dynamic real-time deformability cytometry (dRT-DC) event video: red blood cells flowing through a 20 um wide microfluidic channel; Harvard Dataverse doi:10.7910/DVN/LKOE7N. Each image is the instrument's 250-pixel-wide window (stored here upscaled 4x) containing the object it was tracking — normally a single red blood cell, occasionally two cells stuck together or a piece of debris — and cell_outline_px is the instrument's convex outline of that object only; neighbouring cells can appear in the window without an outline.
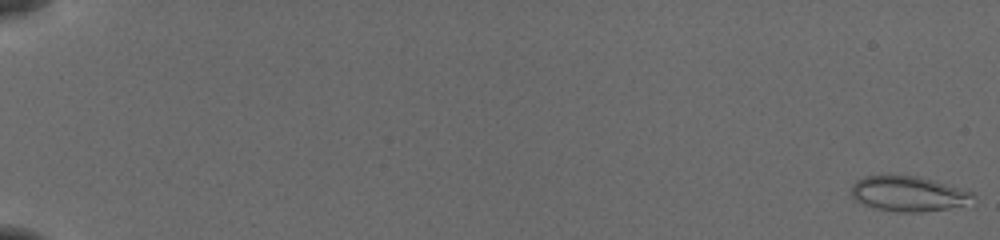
{"species": "common noctule bat (a hibernating species)", "species_latin": "Nyctalus noctula", "temperature_condition": "cold", "stored_images_in_passage": 55, "camera_frame_rate_fps": 3000, "um_per_image_px": 0.085, "animal": {"sex": "female", "body_mass_g": 19.5, "forearm_length_mm": 54.1}, "frame": {"image": 1, "passage_image": 1, "time_ms": 0.0, "image_size_px": [1000, 240], "cell_outline_px": [[976, 204], [920, 212], [900, 212], [872, 208], [852, 200], [852, 184], [856, 180], [864, 176], [916, 176], [932, 180], [972, 192], [976, 196]], "centroid_in_image_um": [77.24, 16.5], "position_along_channel_um": 7.8, "area_um2": 25.14}}
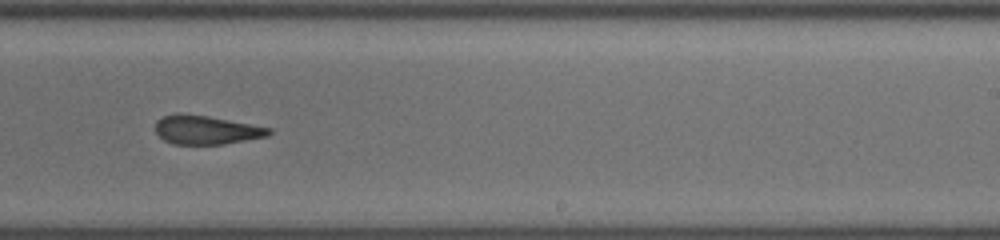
{"frame": {"image": 2, "passage_image": 37, "time_ms": 12.0, "image_size_px": [1000, 240], "cell_outline_px": [[272, 132], [268, 136], [224, 144], [172, 144], [164, 140], [156, 132], [156, 120], [164, 116], [176, 112], [184, 112], [208, 116], [272, 128]], "centroid_in_image_um": [17.51, 11.03], "position_along_channel_um": 271.5, "area_um2": 19.19}}
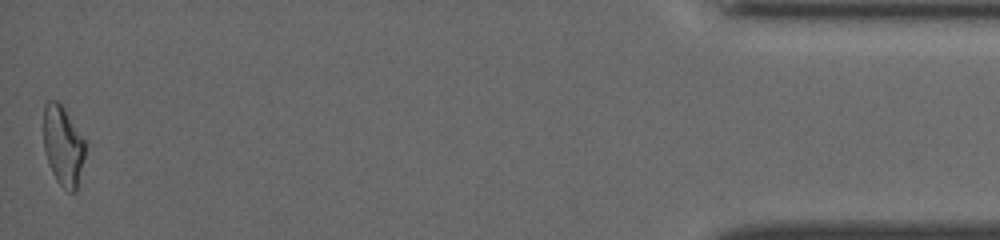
{"frame": {"image": 3, "passage_image": 55, "time_ms": 18.0, "image_size_px": [1000, 240], "cell_outline_px": [[88, 140], [76, 192], [68, 192], [56, 180], [48, 164], [44, 148], [44, 104], [48, 100], [56, 100], [64, 108]], "centroid_in_image_um": [5.4, 12.37], "position_along_channel_um": 429.8, "area_um2": 19.83}, "authors_computed_cell_mechanics": {"area_um2": 20.1722, "velocity_mm_per_s": 3.91, "shape_relaxation_time_tau1_ms": 6.7194, "shape_relaxation_time_tau2_ms": 2.9156, "deformation_change_tau1": 0.1695, "deformation_change_tau2": 0.1293}}